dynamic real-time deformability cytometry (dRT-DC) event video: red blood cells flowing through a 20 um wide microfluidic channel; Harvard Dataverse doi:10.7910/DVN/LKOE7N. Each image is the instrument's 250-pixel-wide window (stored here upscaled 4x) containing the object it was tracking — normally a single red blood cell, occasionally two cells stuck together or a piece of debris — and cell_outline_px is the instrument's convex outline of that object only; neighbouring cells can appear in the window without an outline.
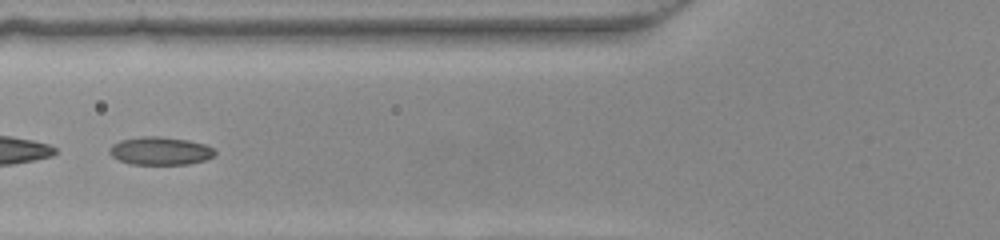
{"species": "common noctule bat (a hibernating species)", "species_latin": "Nyctalus noctula", "temperature_condition": "warm", "stored_images_in_passage": 49, "segment_of_instrument_passage": [2, 2], "camera_frame_rate_fps": 3000, "um_per_image_px": 0.085, "animal": {"sex": "female", "body_mass_g": 22.0, "forearm_length_mm": 56.7}, "frame": {"image": 1, "passage_image": 20, "time_ms": 6.333, "image_size_px": [1000, 240], "cell_outline_px": [[216, 152], [212, 156], [204, 160], [188, 164], [128, 164], [112, 156], [108, 152], [108, 148], [112, 144], [120, 140], [144, 136], [160, 136], [188, 140], [204, 144], [212, 148]], "centroid_in_image_um": [13.57, 12.82], "position_along_channel_um": 112.2, "area_um2": 17.17}}
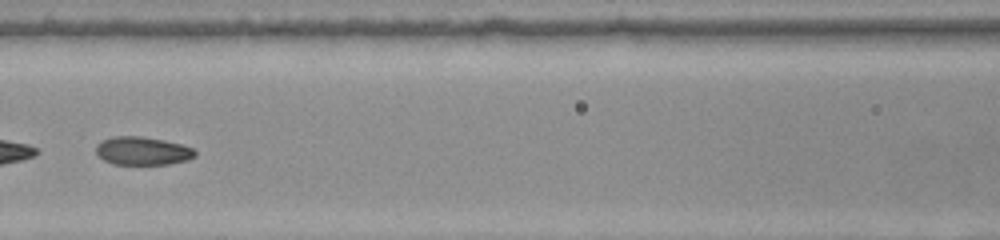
{"frame": {"image": 2, "passage_image": 23, "time_ms": 7.333, "image_size_px": [1000, 240], "cell_outline_px": [[196, 156], [188, 160], [168, 164], [112, 164], [104, 160], [96, 152], [96, 144], [100, 140], [112, 136], [140, 136], [164, 140], [180, 144], [192, 148], [196, 152]], "centroid_in_image_um": [12.09, 12.82], "position_along_channel_um": 154.5, "area_um2": 16.36}}